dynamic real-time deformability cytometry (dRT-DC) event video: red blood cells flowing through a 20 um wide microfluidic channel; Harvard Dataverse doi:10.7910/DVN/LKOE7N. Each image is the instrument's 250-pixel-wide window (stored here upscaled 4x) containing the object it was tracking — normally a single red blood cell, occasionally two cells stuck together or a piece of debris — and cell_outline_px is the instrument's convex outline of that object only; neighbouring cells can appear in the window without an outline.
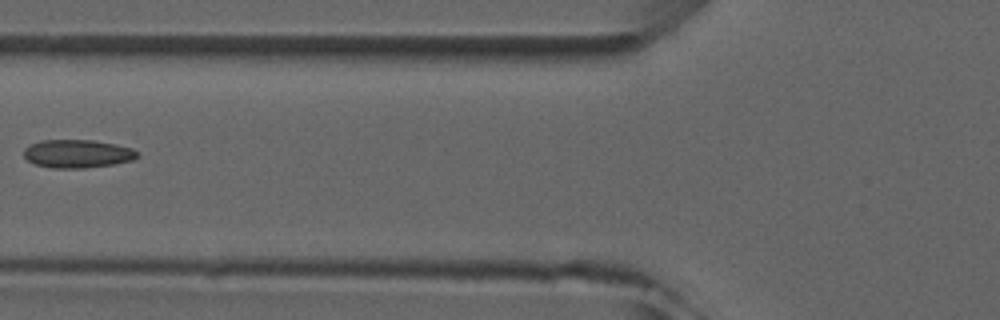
{"species": "common noctule bat (a hibernating species)", "species_latin": "Nyctalus noctula", "temperature_condition": "room temperature", "stored_images_in_passage": 7, "camera_frame_rate_fps": 3000, "um_per_image_px": 0.085, "animal": {"sex": "male", "forearm_length_mm": 52.5}, "frame": {"image": 1, "passage_image": 6, "time_ms": 6.0, "image_size_px": [1000, 320], "cell_outline_px": [[140, 156], [132, 160], [112, 164], [84, 168], [52, 168], [36, 164], [28, 160], [24, 156], [24, 148], [28, 144], [40, 140], [92, 140], [116, 144], [132, 148]], "centroid_in_image_um": [6.56, 13.06], "position_along_channel_um": 119.2, "area_um2": 18.67}}
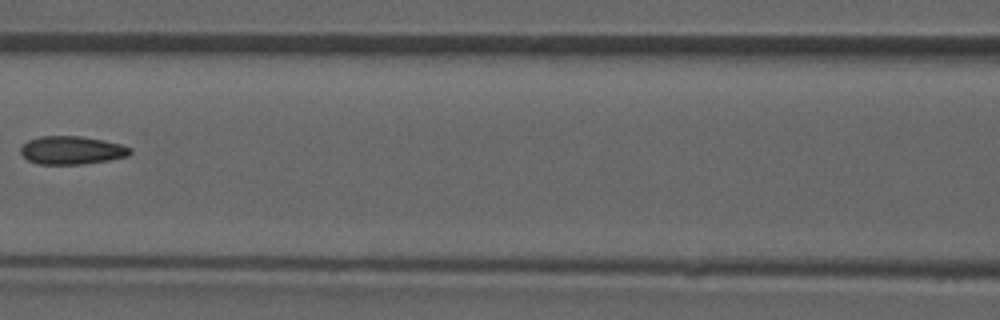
{"frame": {"image": 2, "passage_image": 7, "time_ms": 7.0, "image_size_px": [1000, 320], "cell_outline_px": [[132, 152], [128, 156], [108, 160], [84, 164], [40, 164], [28, 160], [20, 152], [20, 148], [28, 140], [40, 136], [80, 136], [104, 140], [120, 144], [132, 148]], "centroid_in_image_um": [6.11, 12.77], "position_along_channel_um": 160.5, "area_um2": 17.98}}